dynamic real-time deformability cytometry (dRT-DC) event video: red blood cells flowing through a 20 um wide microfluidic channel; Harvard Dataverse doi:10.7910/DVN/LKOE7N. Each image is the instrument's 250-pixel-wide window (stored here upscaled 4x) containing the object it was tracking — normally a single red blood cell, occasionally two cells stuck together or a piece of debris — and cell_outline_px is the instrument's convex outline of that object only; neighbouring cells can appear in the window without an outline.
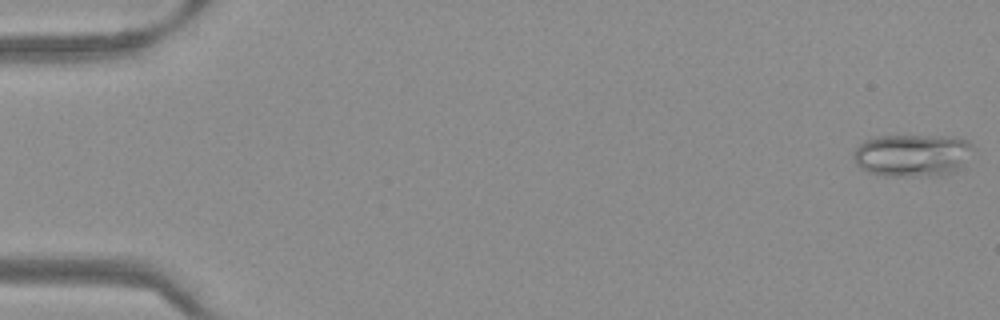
{"species": "Egyptian fruit bat (a non-hibernating species)", "species_latin": "Rousettus aegyptiacus", "temperature_condition": "warm", "stored_images_in_passage": 51, "camera_frame_rate_fps": 3000, "um_per_image_px": 0.085, "frame": {"image": 1, "passage_image": 1, "time_ms": 0.0, "image_size_px": [1000, 320], "cell_outline_px": [[976, 148], [964, 168], [956, 172], [944, 176], [884, 176], [868, 172], [860, 168], [856, 164], [852, 156], [852, 152], [864, 140], [876, 136], [936, 136], [968, 140]], "centroid_in_image_um": [77.6, 13.22], "position_along_channel_um": 7.4, "area_um2": 30.46}}
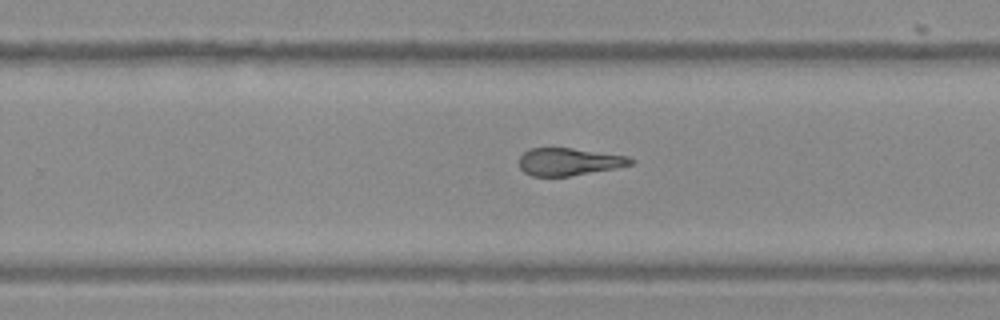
{"frame": {"image": 2, "passage_image": 33, "time_ms": 10.667, "image_size_px": [1000, 320], "cell_outline_px": [[632, 164], [616, 168], [568, 176], [532, 176], [524, 172], [520, 168], [520, 156], [528, 148], [572, 148], [628, 156], [632, 160]], "centroid_in_image_um": [48.33, 13.74], "position_along_channel_um": 281.5, "area_um2": 17.69}}
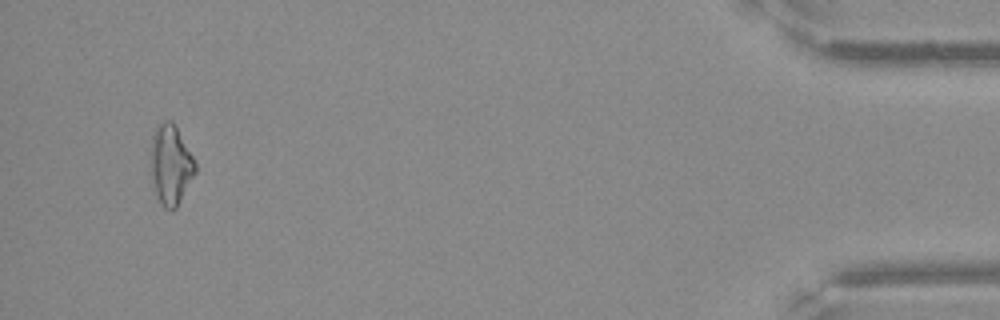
{"frame": {"image": 3, "passage_image": 49, "time_ms": 16.0, "image_size_px": [1000, 320], "cell_outline_px": [[196, 172], [176, 208], [172, 212], [164, 208], [160, 204], [152, 184], [152, 132], [156, 124], [164, 120], [172, 120], [176, 124], [196, 164]], "centroid_in_image_um": [14.51, 13.99], "position_along_channel_um": 420.7, "area_um2": 20.81}}